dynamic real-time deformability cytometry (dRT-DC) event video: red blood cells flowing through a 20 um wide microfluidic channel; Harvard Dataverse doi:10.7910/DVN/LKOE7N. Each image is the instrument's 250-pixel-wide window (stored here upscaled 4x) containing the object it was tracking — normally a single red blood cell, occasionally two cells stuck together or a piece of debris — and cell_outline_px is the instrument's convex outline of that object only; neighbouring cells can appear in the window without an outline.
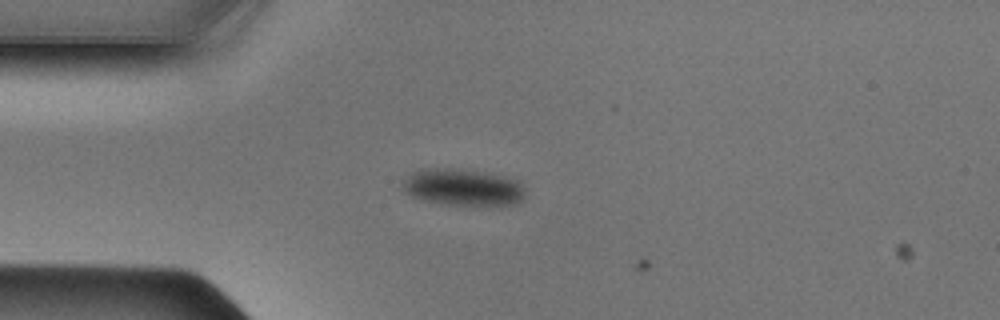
{"species": "Egyptian fruit bat (a non-hibernating species)", "species_latin": "Rousettus aegyptiacus", "temperature_condition": "cold", "stored_images_in_passage": 5, "camera_frame_rate_fps": 3000, "um_per_image_px": 0.085, "animal": {"sex": "male"}, "frame": {"image": 1, "passage_image": 4, "time_ms": 1.0, "image_size_px": [1000, 320], "cell_outline_px": [[524, 200], [516, 204], [448, 204], [428, 200], [412, 196], [404, 192], [404, 180], [412, 172], [428, 168], [448, 168], [476, 172], [500, 176], [520, 180], [524, 188]], "centroid_in_image_um": [39.38, 15.91], "position_along_channel_um": 45.6, "area_um2": 25.49}}